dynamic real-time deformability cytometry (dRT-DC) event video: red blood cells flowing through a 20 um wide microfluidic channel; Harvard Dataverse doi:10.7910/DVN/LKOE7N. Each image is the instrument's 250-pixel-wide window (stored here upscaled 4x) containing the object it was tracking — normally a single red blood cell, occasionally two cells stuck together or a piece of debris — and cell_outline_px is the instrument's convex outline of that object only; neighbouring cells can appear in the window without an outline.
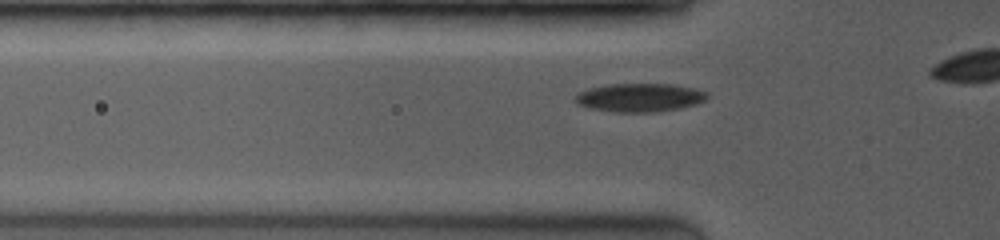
{"species": "common noctule bat (a hibernating species)", "species_latin": "Nyctalus noctula", "temperature_condition": "room temperature", "stored_images_in_passage": 8, "camera_frame_rate_fps": 3500, "um_per_image_px": 0.085, "animal": {"sex": "female", "body_mass_g": 19.0, "forearm_length_mm": 53.3}, "frame": {"image": 1, "passage_image": 2, "time_ms": 0.286, "image_size_px": [1000, 240], "cell_outline_px": [[708, 96], [704, 100], [696, 104], [680, 108], [656, 112], [612, 112], [588, 108], [576, 104], [572, 100], [580, 92], [588, 88], [608, 84], [672, 84], [692, 88], [708, 92]], "centroid_in_image_um": [54.32, 8.3], "position_along_channel_um": 71.5, "area_um2": 22.02}}